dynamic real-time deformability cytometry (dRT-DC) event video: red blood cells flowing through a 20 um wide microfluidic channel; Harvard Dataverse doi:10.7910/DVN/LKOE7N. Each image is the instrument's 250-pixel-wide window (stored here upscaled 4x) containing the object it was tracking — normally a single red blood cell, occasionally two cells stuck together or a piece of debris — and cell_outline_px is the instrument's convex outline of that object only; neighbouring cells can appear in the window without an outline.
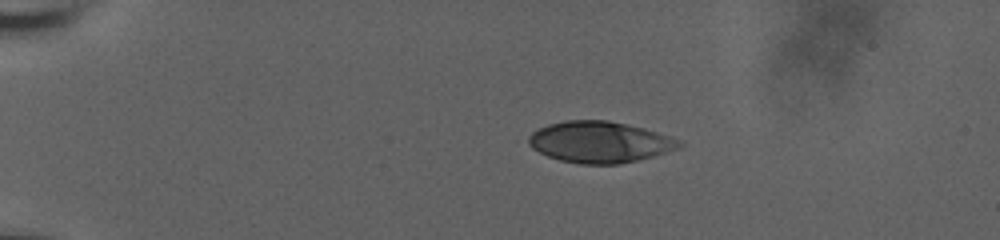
{"species": "human", "species_latin": "Homo sapiens", "temperature_condition": "room temperature", "stored_images_in_passage": 46, "camera_frame_rate_fps": 3000, "um_per_image_px": 0.085, "donor": {"sex": "male"}, "frame": {"image": 1, "passage_image": 1, "time_ms": 0.0, "image_size_px": [1000, 240], "cell_outline_px": [[684, 144], [680, 148], [652, 156], [620, 164], [580, 164], [560, 160], [548, 156], [532, 148], [520, 140], [536, 128], [548, 124], [564, 120], [608, 120], [628, 124], [644, 128], [680, 140]], "centroid_in_image_um": [50.88, 12.06], "position_along_channel_um": 34.1, "area_um2": 36.7}}
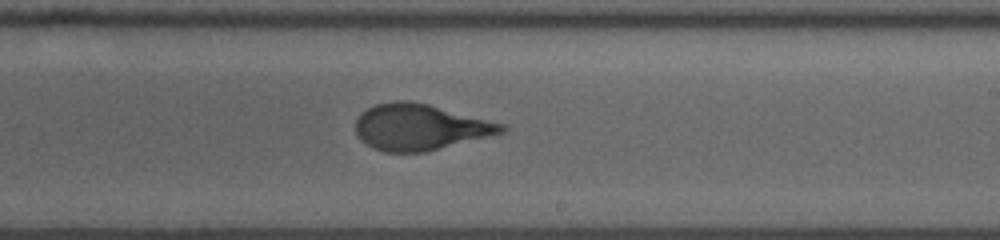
{"frame": {"image": 2, "passage_image": 25, "time_ms": 8.0, "image_size_px": [1000, 240], "cell_outline_px": [[508, 128], [504, 132], [424, 152], [384, 152], [372, 148], [360, 140], [356, 132], [356, 120], [360, 112], [376, 104], [392, 100], [412, 100], [508, 124]], "centroid_in_image_um": [35.69, 10.79], "position_along_channel_um": 253.3, "area_um2": 39.42}}
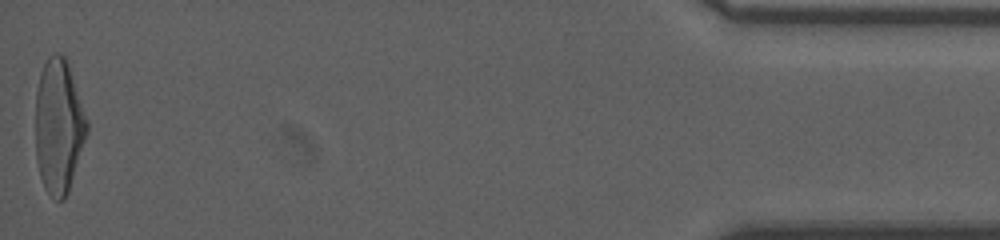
{"frame": {"image": 3, "passage_image": 46, "time_ms": 15.0, "image_size_px": [1000, 240], "cell_outline_px": [[88, 132], [68, 192], [64, 200], [56, 200], [44, 188], [40, 176], [36, 160], [36, 92], [40, 72], [48, 56], [52, 52], [60, 52], [68, 60], [88, 120]], "centroid_in_image_um": [5.0, 10.68], "position_along_channel_um": 430.2, "area_um2": 40.69}, "authors_computed_cell_mechanics": {"area_um2": 38.9861, "velocity_mm_per_s": 3.7173, "shape_relaxation_time_tau1_ms": 4.9915, "shape_relaxation_time_tau2_ms": null, "deformation_change_tau1": 0.2063, "deformation_change_tau2": null}}